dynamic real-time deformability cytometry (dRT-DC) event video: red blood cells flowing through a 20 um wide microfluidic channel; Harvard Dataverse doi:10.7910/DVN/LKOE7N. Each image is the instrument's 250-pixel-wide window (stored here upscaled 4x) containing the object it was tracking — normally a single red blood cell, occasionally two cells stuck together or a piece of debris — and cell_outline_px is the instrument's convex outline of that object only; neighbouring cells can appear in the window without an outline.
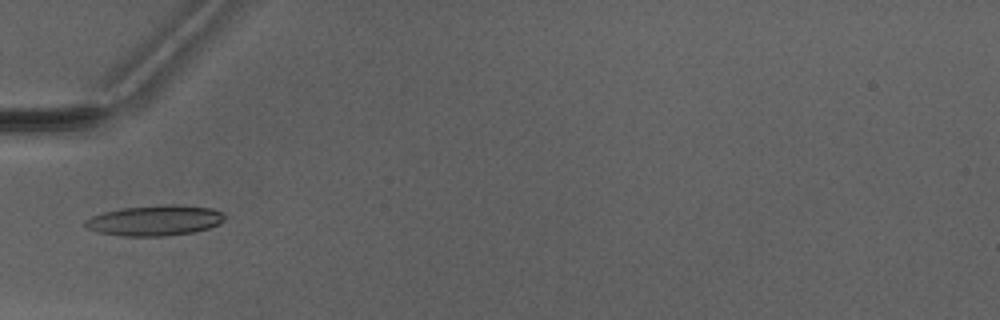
{"species": "Egyptian fruit bat (a non-hibernating species)", "species_latin": "Rousettus aegyptiacus", "temperature_condition": "warm", "stored_images_in_passage": 6, "camera_frame_rate_fps": 3000, "um_per_image_px": 0.085, "animal": {"sex": "male"}, "frame": {"image": 1, "passage_image": 6, "time_ms": 6.0, "image_size_px": [1000, 320], "cell_outline_px": [[224, 220], [208, 228], [192, 232], [164, 236], [120, 236], [100, 232], [88, 228], [84, 224], [84, 220], [92, 216], [104, 212], [120, 208], [164, 204], [184, 204], [212, 208], [220, 212], [224, 216]], "centroid_in_image_um": [13.15, 18.72], "position_along_channel_um": 71.9, "area_um2": 24.74}}